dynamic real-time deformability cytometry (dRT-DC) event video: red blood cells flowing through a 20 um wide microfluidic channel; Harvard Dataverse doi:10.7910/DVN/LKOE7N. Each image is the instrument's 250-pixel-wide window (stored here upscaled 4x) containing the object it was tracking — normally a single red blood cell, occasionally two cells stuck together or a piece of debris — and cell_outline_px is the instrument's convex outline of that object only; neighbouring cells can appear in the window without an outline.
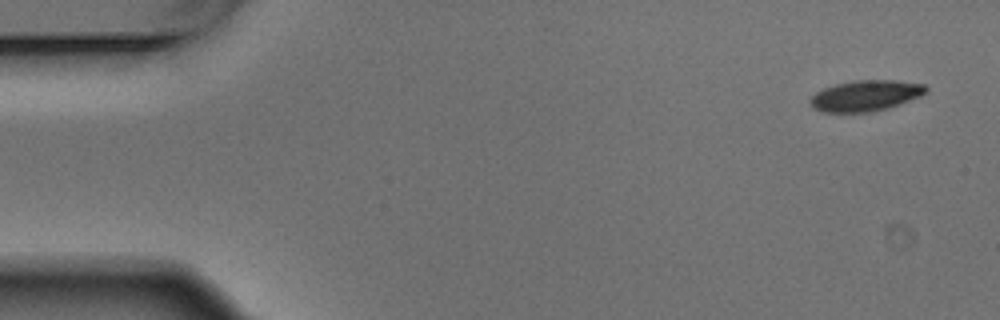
{"species": "Egyptian fruit bat (a non-hibernating species)", "species_latin": "Rousettus aegyptiacus", "temperature_condition": "warm", "stored_images_in_passage": 11, "camera_frame_rate_fps": 3000, "um_per_image_px": 0.085, "animal": {"sex": "male"}, "frame": {"image": 1, "passage_image": 1, "time_ms": 0.0, "image_size_px": [1000, 320], "cell_outline_px": [[928, 92], [920, 96], [888, 108], [872, 112], [824, 112], [812, 108], [808, 100], [816, 92], [824, 88], [836, 84], [852, 80], [896, 80], [924, 84], [928, 88]], "centroid_in_image_um": [73.57, 8.13], "position_along_channel_um": 11.4, "area_um2": 20.92}}
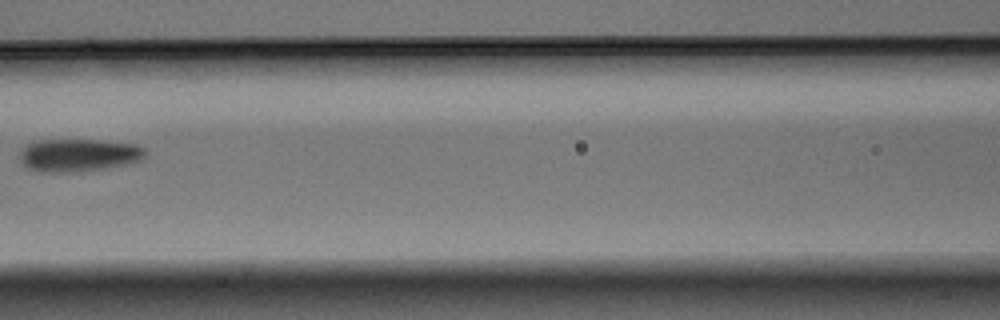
{"frame": {"image": 2, "passage_image": 10, "time_ms": 3.0, "image_size_px": [1000, 320], "cell_outline_px": [[144, 156], [140, 160], [124, 164], [104, 168], [68, 172], [40, 172], [28, 168], [20, 160], [20, 152], [28, 144], [36, 140], [92, 140], [136, 144], [144, 148]], "centroid_in_image_um": [6.63, 13.18], "position_along_channel_um": 160.0, "area_um2": 23.52}}
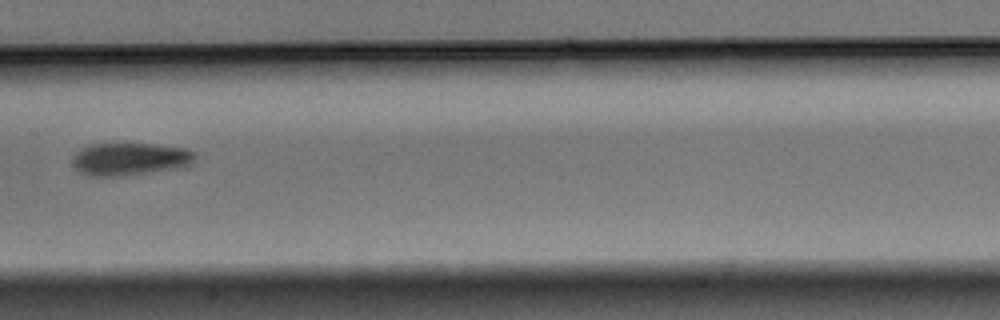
{"frame": {"image": 3, "passage_image": 11, "time_ms": 3.333, "image_size_px": [1000, 320], "cell_outline_px": [[196, 156], [192, 164], [176, 168], [120, 176], [92, 176], [80, 172], [72, 164], [76, 152], [80, 148], [88, 144], [156, 144], [188, 148]], "centroid_in_image_um": [11.04, 13.5], "position_along_channel_um": 196.4, "area_um2": 23.18}}